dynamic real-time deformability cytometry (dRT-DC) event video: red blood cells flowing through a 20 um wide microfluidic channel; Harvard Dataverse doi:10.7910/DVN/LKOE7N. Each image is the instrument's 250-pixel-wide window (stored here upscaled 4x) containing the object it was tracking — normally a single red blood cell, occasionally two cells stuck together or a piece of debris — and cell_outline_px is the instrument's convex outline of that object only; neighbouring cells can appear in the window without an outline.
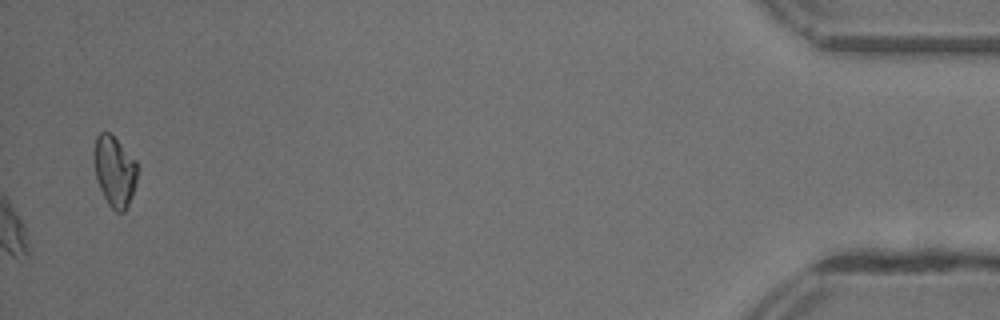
{"species": "common noctule bat (a hibernating species)", "species_latin": "Nyctalus noctula", "temperature_condition": "warm", "stored_images_in_passage": 40, "camera_frame_rate_fps": 3000, "um_per_image_px": 0.085, "animal": {"sex": "female"}, "frame": {"image": 1, "passage_image": 40, "time_ms": 13.0, "image_size_px": [1000, 320], "cell_outline_px": [[140, 168], [136, 184], [132, 196], [124, 212], [116, 212], [108, 204], [96, 180], [92, 156], [92, 152], [96, 136], [100, 132], [108, 132], [136, 160]], "centroid_in_image_um": [9.74, 14.55], "position_along_channel_um": 425.5, "area_um2": 18.21}, "authors_computed_cell_mechanics": {"area_um2": 22.3397, "velocity_mm_per_s": 4.3452, "shape_relaxation_time_tau1_ms": 2.9568, "shape_relaxation_time_tau2_ms": 3.6462, "deformation_change_tau1": 0.163, "deformation_change_tau2": 0.0957}}